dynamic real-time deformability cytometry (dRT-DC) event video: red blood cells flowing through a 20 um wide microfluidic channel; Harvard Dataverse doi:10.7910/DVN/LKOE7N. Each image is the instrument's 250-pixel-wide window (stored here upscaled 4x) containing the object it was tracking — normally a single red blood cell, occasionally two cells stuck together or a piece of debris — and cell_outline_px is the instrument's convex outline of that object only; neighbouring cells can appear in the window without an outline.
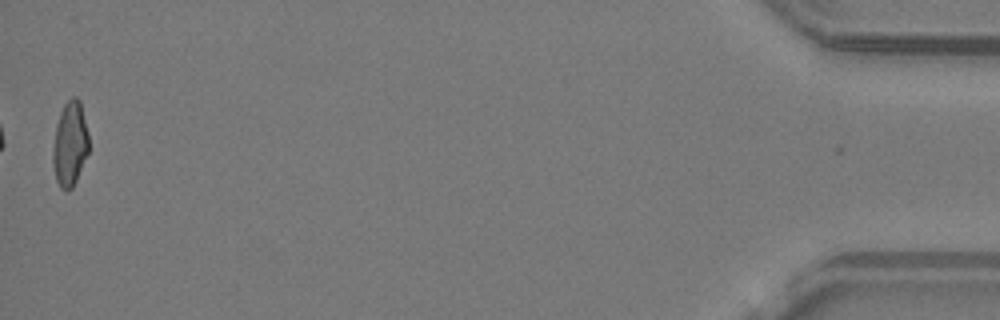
{"species": "common noctule bat (a hibernating species)", "species_latin": "Nyctalus noctula", "temperature_condition": "warm", "stored_images_in_passage": 35, "camera_frame_rate_fps": 3000, "um_per_image_px": 0.085, "animal": {"sex": "male", "body_mass_g": 19.2, "forearm_length_mm": 51.8}, "frame": {"image": 1, "passage_image": 35, "time_ms": 11.333, "image_size_px": [1000, 320], "cell_outline_px": [[88, 152], [76, 180], [72, 188], [68, 192], [64, 192], [60, 188], [56, 180], [52, 164], [52, 152], [56, 124], [60, 112], [64, 104], [72, 96], [76, 96], [80, 100], [88, 132]], "centroid_in_image_um": [5.93, 12.24], "position_along_channel_um": 429.3, "area_um2": 17.92}, "authors_computed_cell_mechanics": {"area_um2": 17.9758, "velocity_mm_per_s": 4.2308, "shape_relaxation_time_tau1_ms": null, "shape_relaxation_time_tau2_ms": 2.4282, "deformation_change_tau1": null, "deformation_change_tau2": 0.1024}}